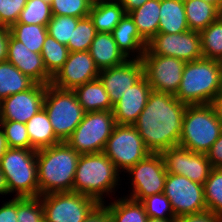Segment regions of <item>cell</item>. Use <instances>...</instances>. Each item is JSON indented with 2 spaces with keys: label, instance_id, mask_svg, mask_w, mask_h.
Wrapping results in <instances>:
<instances>
[{
  "label": "cell",
  "instance_id": "cell-31",
  "mask_svg": "<svg viewBox=\"0 0 222 222\" xmlns=\"http://www.w3.org/2000/svg\"><path fill=\"white\" fill-rule=\"evenodd\" d=\"M9 30L10 33L29 50L41 54L43 43L48 35L47 26L15 23Z\"/></svg>",
  "mask_w": 222,
  "mask_h": 222
},
{
  "label": "cell",
  "instance_id": "cell-7",
  "mask_svg": "<svg viewBox=\"0 0 222 222\" xmlns=\"http://www.w3.org/2000/svg\"><path fill=\"white\" fill-rule=\"evenodd\" d=\"M43 108L61 142L70 137L85 114L73 90L60 89L52 84L46 86Z\"/></svg>",
  "mask_w": 222,
  "mask_h": 222
},
{
  "label": "cell",
  "instance_id": "cell-35",
  "mask_svg": "<svg viewBox=\"0 0 222 222\" xmlns=\"http://www.w3.org/2000/svg\"><path fill=\"white\" fill-rule=\"evenodd\" d=\"M52 18L51 5L44 0H28L16 23L47 26Z\"/></svg>",
  "mask_w": 222,
  "mask_h": 222
},
{
  "label": "cell",
  "instance_id": "cell-20",
  "mask_svg": "<svg viewBox=\"0 0 222 222\" xmlns=\"http://www.w3.org/2000/svg\"><path fill=\"white\" fill-rule=\"evenodd\" d=\"M151 92L152 88L145 76L128 88L114 105L115 123L118 125H133L147 104Z\"/></svg>",
  "mask_w": 222,
  "mask_h": 222
},
{
  "label": "cell",
  "instance_id": "cell-23",
  "mask_svg": "<svg viewBox=\"0 0 222 222\" xmlns=\"http://www.w3.org/2000/svg\"><path fill=\"white\" fill-rule=\"evenodd\" d=\"M73 91L85 112L113 111L114 106L99 78L82 84Z\"/></svg>",
  "mask_w": 222,
  "mask_h": 222
},
{
  "label": "cell",
  "instance_id": "cell-10",
  "mask_svg": "<svg viewBox=\"0 0 222 222\" xmlns=\"http://www.w3.org/2000/svg\"><path fill=\"white\" fill-rule=\"evenodd\" d=\"M39 197L45 222H83L99 204L94 198L76 192L51 193Z\"/></svg>",
  "mask_w": 222,
  "mask_h": 222
},
{
  "label": "cell",
  "instance_id": "cell-52",
  "mask_svg": "<svg viewBox=\"0 0 222 222\" xmlns=\"http://www.w3.org/2000/svg\"><path fill=\"white\" fill-rule=\"evenodd\" d=\"M206 3L215 5L220 11H222V0H203Z\"/></svg>",
  "mask_w": 222,
  "mask_h": 222
},
{
  "label": "cell",
  "instance_id": "cell-47",
  "mask_svg": "<svg viewBox=\"0 0 222 222\" xmlns=\"http://www.w3.org/2000/svg\"><path fill=\"white\" fill-rule=\"evenodd\" d=\"M9 35V28L0 26V62L7 60Z\"/></svg>",
  "mask_w": 222,
  "mask_h": 222
},
{
  "label": "cell",
  "instance_id": "cell-32",
  "mask_svg": "<svg viewBox=\"0 0 222 222\" xmlns=\"http://www.w3.org/2000/svg\"><path fill=\"white\" fill-rule=\"evenodd\" d=\"M199 33L203 57L222 62V16Z\"/></svg>",
  "mask_w": 222,
  "mask_h": 222
},
{
  "label": "cell",
  "instance_id": "cell-45",
  "mask_svg": "<svg viewBox=\"0 0 222 222\" xmlns=\"http://www.w3.org/2000/svg\"><path fill=\"white\" fill-rule=\"evenodd\" d=\"M0 222H17L16 197L6 201L0 207Z\"/></svg>",
  "mask_w": 222,
  "mask_h": 222
},
{
  "label": "cell",
  "instance_id": "cell-46",
  "mask_svg": "<svg viewBox=\"0 0 222 222\" xmlns=\"http://www.w3.org/2000/svg\"><path fill=\"white\" fill-rule=\"evenodd\" d=\"M83 222H112V220L108 208L104 204H98Z\"/></svg>",
  "mask_w": 222,
  "mask_h": 222
},
{
  "label": "cell",
  "instance_id": "cell-49",
  "mask_svg": "<svg viewBox=\"0 0 222 222\" xmlns=\"http://www.w3.org/2000/svg\"><path fill=\"white\" fill-rule=\"evenodd\" d=\"M213 107L217 118L220 120L222 124V94L219 93L210 103Z\"/></svg>",
  "mask_w": 222,
  "mask_h": 222
},
{
  "label": "cell",
  "instance_id": "cell-15",
  "mask_svg": "<svg viewBox=\"0 0 222 222\" xmlns=\"http://www.w3.org/2000/svg\"><path fill=\"white\" fill-rule=\"evenodd\" d=\"M160 154L167 173L185 176L202 185L212 169L206 154L196 153L181 146L168 148Z\"/></svg>",
  "mask_w": 222,
  "mask_h": 222
},
{
  "label": "cell",
  "instance_id": "cell-38",
  "mask_svg": "<svg viewBox=\"0 0 222 222\" xmlns=\"http://www.w3.org/2000/svg\"><path fill=\"white\" fill-rule=\"evenodd\" d=\"M17 222H45L40 197L16 198Z\"/></svg>",
  "mask_w": 222,
  "mask_h": 222
},
{
  "label": "cell",
  "instance_id": "cell-26",
  "mask_svg": "<svg viewBox=\"0 0 222 222\" xmlns=\"http://www.w3.org/2000/svg\"><path fill=\"white\" fill-rule=\"evenodd\" d=\"M140 36L148 43L157 33L160 19V0H148L128 13Z\"/></svg>",
  "mask_w": 222,
  "mask_h": 222
},
{
  "label": "cell",
  "instance_id": "cell-13",
  "mask_svg": "<svg viewBox=\"0 0 222 222\" xmlns=\"http://www.w3.org/2000/svg\"><path fill=\"white\" fill-rule=\"evenodd\" d=\"M164 194L176 217L207 210L204 186L185 176L167 173Z\"/></svg>",
  "mask_w": 222,
  "mask_h": 222
},
{
  "label": "cell",
  "instance_id": "cell-24",
  "mask_svg": "<svg viewBox=\"0 0 222 222\" xmlns=\"http://www.w3.org/2000/svg\"><path fill=\"white\" fill-rule=\"evenodd\" d=\"M158 33L178 34L189 30L183 0H160Z\"/></svg>",
  "mask_w": 222,
  "mask_h": 222
},
{
  "label": "cell",
  "instance_id": "cell-8",
  "mask_svg": "<svg viewBox=\"0 0 222 222\" xmlns=\"http://www.w3.org/2000/svg\"><path fill=\"white\" fill-rule=\"evenodd\" d=\"M115 125L113 111L85 112L65 142L79 154L103 152Z\"/></svg>",
  "mask_w": 222,
  "mask_h": 222
},
{
  "label": "cell",
  "instance_id": "cell-6",
  "mask_svg": "<svg viewBox=\"0 0 222 222\" xmlns=\"http://www.w3.org/2000/svg\"><path fill=\"white\" fill-rule=\"evenodd\" d=\"M37 150L8 148L0 161L10 193L16 198L39 197Z\"/></svg>",
  "mask_w": 222,
  "mask_h": 222
},
{
  "label": "cell",
  "instance_id": "cell-56",
  "mask_svg": "<svg viewBox=\"0 0 222 222\" xmlns=\"http://www.w3.org/2000/svg\"><path fill=\"white\" fill-rule=\"evenodd\" d=\"M222 94V77H221V86H220V92Z\"/></svg>",
  "mask_w": 222,
  "mask_h": 222
},
{
  "label": "cell",
  "instance_id": "cell-4",
  "mask_svg": "<svg viewBox=\"0 0 222 222\" xmlns=\"http://www.w3.org/2000/svg\"><path fill=\"white\" fill-rule=\"evenodd\" d=\"M222 62L200 58L186 62L175 97L187 105L210 104L219 94Z\"/></svg>",
  "mask_w": 222,
  "mask_h": 222
},
{
  "label": "cell",
  "instance_id": "cell-39",
  "mask_svg": "<svg viewBox=\"0 0 222 222\" xmlns=\"http://www.w3.org/2000/svg\"><path fill=\"white\" fill-rule=\"evenodd\" d=\"M9 148L30 149L26 124L16 121H0Z\"/></svg>",
  "mask_w": 222,
  "mask_h": 222
},
{
  "label": "cell",
  "instance_id": "cell-41",
  "mask_svg": "<svg viewBox=\"0 0 222 222\" xmlns=\"http://www.w3.org/2000/svg\"><path fill=\"white\" fill-rule=\"evenodd\" d=\"M148 217L158 219H175L176 216L169 199L164 193L147 196L141 201Z\"/></svg>",
  "mask_w": 222,
  "mask_h": 222
},
{
  "label": "cell",
  "instance_id": "cell-12",
  "mask_svg": "<svg viewBox=\"0 0 222 222\" xmlns=\"http://www.w3.org/2000/svg\"><path fill=\"white\" fill-rule=\"evenodd\" d=\"M144 76L152 91L176 95L185 61L170 56L152 55L145 50L142 55Z\"/></svg>",
  "mask_w": 222,
  "mask_h": 222
},
{
  "label": "cell",
  "instance_id": "cell-14",
  "mask_svg": "<svg viewBox=\"0 0 222 222\" xmlns=\"http://www.w3.org/2000/svg\"><path fill=\"white\" fill-rule=\"evenodd\" d=\"M146 50L152 55L172 56L185 62L203 57L200 33L188 30L178 34L157 33Z\"/></svg>",
  "mask_w": 222,
  "mask_h": 222
},
{
  "label": "cell",
  "instance_id": "cell-21",
  "mask_svg": "<svg viewBox=\"0 0 222 222\" xmlns=\"http://www.w3.org/2000/svg\"><path fill=\"white\" fill-rule=\"evenodd\" d=\"M89 53L99 70L122 65L128 60L118 48L112 33L109 32L96 33L90 45Z\"/></svg>",
  "mask_w": 222,
  "mask_h": 222
},
{
  "label": "cell",
  "instance_id": "cell-9",
  "mask_svg": "<svg viewBox=\"0 0 222 222\" xmlns=\"http://www.w3.org/2000/svg\"><path fill=\"white\" fill-rule=\"evenodd\" d=\"M103 153L113 162L117 170L125 173L151 152L133 125H118L113 128Z\"/></svg>",
  "mask_w": 222,
  "mask_h": 222
},
{
  "label": "cell",
  "instance_id": "cell-51",
  "mask_svg": "<svg viewBox=\"0 0 222 222\" xmlns=\"http://www.w3.org/2000/svg\"><path fill=\"white\" fill-rule=\"evenodd\" d=\"M5 194L6 195L10 194V192L7 186L5 175L0 168V195H5Z\"/></svg>",
  "mask_w": 222,
  "mask_h": 222
},
{
  "label": "cell",
  "instance_id": "cell-33",
  "mask_svg": "<svg viewBox=\"0 0 222 222\" xmlns=\"http://www.w3.org/2000/svg\"><path fill=\"white\" fill-rule=\"evenodd\" d=\"M69 54L68 47L47 35L41 56L47 73L53 78L62 68Z\"/></svg>",
  "mask_w": 222,
  "mask_h": 222
},
{
  "label": "cell",
  "instance_id": "cell-48",
  "mask_svg": "<svg viewBox=\"0 0 222 222\" xmlns=\"http://www.w3.org/2000/svg\"><path fill=\"white\" fill-rule=\"evenodd\" d=\"M123 7L125 13H130L131 11L141 7L148 0H117Z\"/></svg>",
  "mask_w": 222,
  "mask_h": 222
},
{
  "label": "cell",
  "instance_id": "cell-2",
  "mask_svg": "<svg viewBox=\"0 0 222 222\" xmlns=\"http://www.w3.org/2000/svg\"><path fill=\"white\" fill-rule=\"evenodd\" d=\"M79 157L66 142L37 150L39 196L72 192Z\"/></svg>",
  "mask_w": 222,
  "mask_h": 222
},
{
  "label": "cell",
  "instance_id": "cell-34",
  "mask_svg": "<svg viewBox=\"0 0 222 222\" xmlns=\"http://www.w3.org/2000/svg\"><path fill=\"white\" fill-rule=\"evenodd\" d=\"M203 186L207 210L222 217V168H212Z\"/></svg>",
  "mask_w": 222,
  "mask_h": 222
},
{
  "label": "cell",
  "instance_id": "cell-57",
  "mask_svg": "<svg viewBox=\"0 0 222 222\" xmlns=\"http://www.w3.org/2000/svg\"><path fill=\"white\" fill-rule=\"evenodd\" d=\"M46 3L51 4L52 0H44Z\"/></svg>",
  "mask_w": 222,
  "mask_h": 222
},
{
  "label": "cell",
  "instance_id": "cell-29",
  "mask_svg": "<svg viewBox=\"0 0 222 222\" xmlns=\"http://www.w3.org/2000/svg\"><path fill=\"white\" fill-rule=\"evenodd\" d=\"M35 83L9 61L0 62V102L12 94L30 89Z\"/></svg>",
  "mask_w": 222,
  "mask_h": 222
},
{
  "label": "cell",
  "instance_id": "cell-1",
  "mask_svg": "<svg viewBox=\"0 0 222 222\" xmlns=\"http://www.w3.org/2000/svg\"><path fill=\"white\" fill-rule=\"evenodd\" d=\"M187 104L174 95L152 91L133 124L151 153L179 146Z\"/></svg>",
  "mask_w": 222,
  "mask_h": 222
},
{
  "label": "cell",
  "instance_id": "cell-42",
  "mask_svg": "<svg viewBox=\"0 0 222 222\" xmlns=\"http://www.w3.org/2000/svg\"><path fill=\"white\" fill-rule=\"evenodd\" d=\"M28 0H3L0 26L10 28L15 24Z\"/></svg>",
  "mask_w": 222,
  "mask_h": 222
},
{
  "label": "cell",
  "instance_id": "cell-53",
  "mask_svg": "<svg viewBox=\"0 0 222 222\" xmlns=\"http://www.w3.org/2000/svg\"><path fill=\"white\" fill-rule=\"evenodd\" d=\"M146 222H175V219H158V218L148 217Z\"/></svg>",
  "mask_w": 222,
  "mask_h": 222
},
{
  "label": "cell",
  "instance_id": "cell-18",
  "mask_svg": "<svg viewBox=\"0 0 222 222\" xmlns=\"http://www.w3.org/2000/svg\"><path fill=\"white\" fill-rule=\"evenodd\" d=\"M144 76L141 59H128L124 64L100 70L99 79L103 83L112 105L114 106L123 94Z\"/></svg>",
  "mask_w": 222,
  "mask_h": 222
},
{
  "label": "cell",
  "instance_id": "cell-44",
  "mask_svg": "<svg viewBox=\"0 0 222 222\" xmlns=\"http://www.w3.org/2000/svg\"><path fill=\"white\" fill-rule=\"evenodd\" d=\"M206 155L212 168H222V131Z\"/></svg>",
  "mask_w": 222,
  "mask_h": 222
},
{
  "label": "cell",
  "instance_id": "cell-25",
  "mask_svg": "<svg viewBox=\"0 0 222 222\" xmlns=\"http://www.w3.org/2000/svg\"><path fill=\"white\" fill-rule=\"evenodd\" d=\"M26 127L30 138V149L39 150L61 142L56 137L44 108L29 119Z\"/></svg>",
  "mask_w": 222,
  "mask_h": 222
},
{
  "label": "cell",
  "instance_id": "cell-11",
  "mask_svg": "<svg viewBox=\"0 0 222 222\" xmlns=\"http://www.w3.org/2000/svg\"><path fill=\"white\" fill-rule=\"evenodd\" d=\"M126 173L130 177L128 180H131L132 189L126 197L142 201L147 196L164 193L167 171L160 153H150Z\"/></svg>",
  "mask_w": 222,
  "mask_h": 222
},
{
  "label": "cell",
  "instance_id": "cell-27",
  "mask_svg": "<svg viewBox=\"0 0 222 222\" xmlns=\"http://www.w3.org/2000/svg\"><path fill=\"white\" fill-rule=\"evenodd\" d=\"M124 15L125 11L117 0H104L93 4L89 13L96 32L109 33L114 30Z\"/></svg>",
  "mask_w": 222,
  "mask_h": 222
},
{
  "label": "cell",
  "instance_id": "cell-54",
  "mask_svg": "<svg viewBox=\"0 0 222 222\" xmlns=\"http://www.w3.org/2000/svg\"><path fill=\"white\" fill-rule=\"evenodd\" d=\"M92 5L104 0H88Z\"/></svg>",
  "mask_w": 222,
  "mask_h": 222
},
{
  "label": "cell",
  "instance_id": "cell-36",
  "mask_svg": "<svg viewBox=\"0 0 222 222\" xmlns=\"http://www.w3.org/2000/svg\"><path fill=\"white\" fill-rule=\"evenodd\" d=\"M96 33L93 21L89 16L80 18L73 30L72 41H69L67 45L69 52L89 51Z\"/></svg>",
  "mask_w": 222,
  "mask_h": 222
},
{
  "label": "cell",
  "instance_id": "cell-17",
  "mask_svg": "<svg viewBox=\"0 0 222 222\" xmlns=\"http://www.w3.org/2000/svg\"><path fill=\"white\" fill-rule=\"evenodd\" d=\"M46 86L35 83L30 89L3 99L0 102L1 121L26 124L43 108Z\"/></svg>",
  "mask_w": 222,
  "mask_h": 222
},
{
  "label": "cell",
  "instance_id": "cell-55",
  "mask_svg": "<svg viewBox=\"0 0 222 222\" xmlns=\"http://www.w3.org/2000/svg\"><path fill=\"white\" fill-rule=\"evenodd\" d=\"M3 0H0V11H2Z\"/></svg>",
  "mask_w": 222,
  "mask_h": 222
},
{
  "label": "cell",
  "instance_id": "cell-19",
  "mask_svg": "<svg viewBox=\"0 0 222 222\" xmlns=\"http://www.w3.org/2000/svg\"><path fill=\"white\" fill-rule=\"evenodd\" d=\"M7 61L36 83L51 84L52 77L47 73L41 54L29 50L11 33L8 39Z\"/></svg>",
  "mask_w": 222,
  "mask_h": 222
},
{
  "label": "cell",
  "instance_id": "cell-3",
  "mask_svg": "<svg viewBox=\"0 0 222 222\" xmlns=\"http://www.w3.org/2000/svg\"><path fill=\"white\" fill-rule=\"evenodd\" d=\"M120 174L103 152L80 154L72 192L89 196L103 204L105 195L110 197L116 193Z\"/></svg>",
  "mask_w": 222,
  "mask_h": 222
},
{
  "label": "cell",
  "instance_id": "cell-22",
  "mask_svg": "<svg viewBox=\"0 0 222 222\" xmlns=\"http://www.w3.org/2000/svg\"><path fill=\"white\" fill-rule=\"evenodd\" d=\"M111 33L118 48L128 59H142L147 48V42L138 33L129 14L125 13Z\"/></svg>",
  "mask_w": 222,
  "mask_h": 222
},
{
  "label": "cell",
  "instance_id": "cell-37",
  "mask_svg": "<svg viewBox=\"0 0 222 222\" xmlns=\"http://www.w3.org/2000/svg\"><path fill=\"white\" fill-rule=\"evenodd\" d=\"M79 19L73 16L52 15L47 25L48 35L67 46L68 42L72 41L73 30Z\"/></svg>",
  "mask_w": 222,
  "mask_h": 222
},
{
  "label": "cell",
  "instance_id": "cell-30",
  "mask_svg": "<svg viewBox=\"0 0 222 222\" xmlns=\"http://www.w3.org/2000/svg\"><path fill=\"white\" fill-rule=\"evenodd\" d=\"M112 201L103 203L108 208L112 222H146L148 216L141 201L126 196Z\"/></svg>",
  "mask_w": 222,
  "mask_h": 222
},
{
  "label": "cell",
  "instance_id": "cell-28",
  "mask_svg": "<svg viewBox=\"0 0 222 222\" xmlns=\"http://www.w3.org/2000/svg\"><path fill=\"white\" fill-rule=\"evenodd\" d=\"M189 30L200 32L221 16V11L203 0H183Z\"/></svg>",
  "mask_w": 222,
  "mask_h": 222
},
{
  "label": "cell",
  "instance_id": "cell-16",
  "mask_svg": "<svg viewBox=\"0 0 222 222\" xmlns=\"http://www.w3.org/2000/svg\"><path fill=\"white\" fill-rule=\"evenodd\" d=\"M99 72L89 51L69 52L66 62L52 78L51 84L60 89L74 90L99 78Z\"/></svg>",
  "mask_w": 222,
  "mask_h": 222
},
{
  "label": "cell",
  "instance_id": "cell-40",
  "mask_svg": "<svg viewBox=\"0 0 222 222\" xmlns=\"http://www.w3.org/2000/svg\"><path fill=\"white\" fill-rule=\"evenodd\" d=\"M52 15L84 18L89 16L92 4L88 0H52Z\"/></svg>",
  "mask_w": 222,
  "mask_h": 222
},
{
  "label": "cell",
  "instance_id": "cell-5",
  "mask_svg": "<svg viewBox=\"0 0 222 222\" xmlns=\"http://www.w3.org/2000/svg\"><path fill=\"white\" fill-rule=\"evenodd\" d=\"M222 124L211 104L187 105L179 146L206 154L219 138Z\"/></svg>",
  "mask_w": 222,
  "mask_h": 222
},
{
  "label": "cell",
  "instance_id": "cell-50",
  "mask_svg": "<svg viewBox=\"0 0 222 222\" xmlns=\"http://www.w3.org/2000/svg\"><path fill=\"white\" fill-rule=\"evenodd\" d=\"M8 148L9 147L3 129L0 127V161Z\"/></svg>",
  "mask_w": 222,
  "mask_h": 222
},
{
  "label": "cell",
  "instance_id": "cell-43",
  "mask_svg": "<svg viewBox=\"0 0 222 222\" xmlns=\"http://www.w3.org/2000/svg\"><path fill=\"white\" fill-rule=\"evenodd\" d=\"M175 222H222V217L210 210L192 213L175 218Z\"/></svg>",
  "mask_w": 222,
  "mask_h": 222
}]
</instances>
